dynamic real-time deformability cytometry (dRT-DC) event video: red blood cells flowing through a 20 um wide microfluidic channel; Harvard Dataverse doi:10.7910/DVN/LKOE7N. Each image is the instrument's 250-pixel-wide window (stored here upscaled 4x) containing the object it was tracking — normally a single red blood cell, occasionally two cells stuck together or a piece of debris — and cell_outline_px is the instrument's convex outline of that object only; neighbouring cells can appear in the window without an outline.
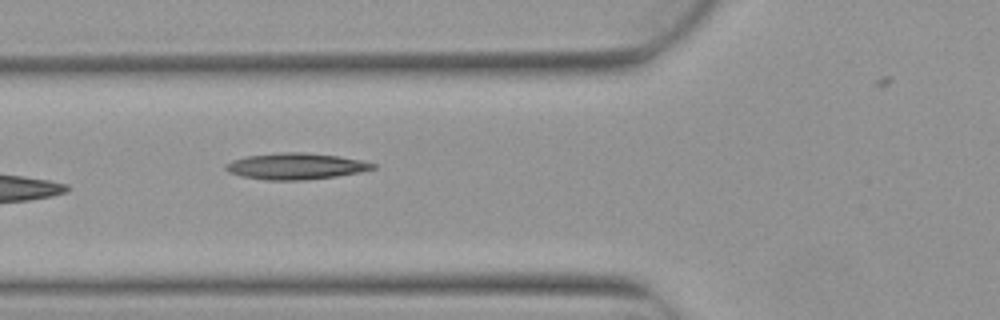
{"species": "Egyptian fruit bat (a non-hibernating species)", "species_latin": "Rousettus aegyptiacus", "temperature_condition": "warm", "stored_images_in_passage": 10, "camera_frame_rate_fps": 3000, "um_per_image_px": 0.085, "animal": {"sex": "female"}, "frame": {"image": 1, "passage_image": 6, "time_ms": 1.667, "image_size_px": [1000, 320], "cell_outline_px": [[376, 168], [360, 172], [336, 176], [304, 180], [264, 180], [240, 176], [228, 172], [224, 168], [224, 164], [232, 160], [248, 156], [280, 152], [304, 152], [340, 156], [360, 160], [376, 164]], "centroid_in_image_um": [25.11, 14.13], "position_along_channel_um": 100.7, "area_um2": 22.66}}
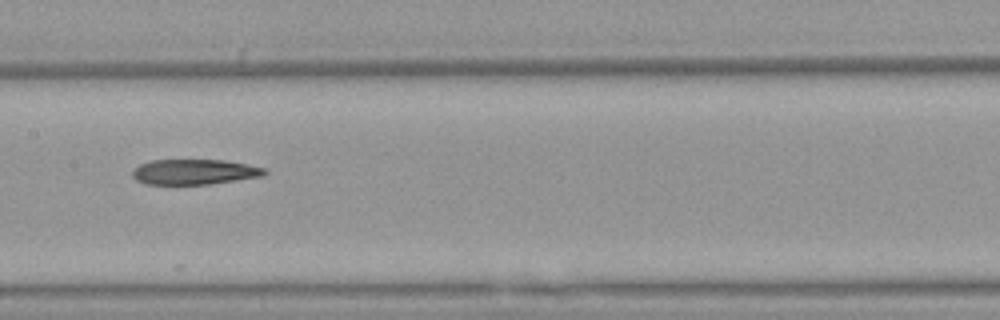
{"frame": {"image": 2, "passage_image": 8, "time_ms": 2.333, "image_size_px": [1000, 320], "cell_outline_px": [[268, 172], [264, 176], [208, 184], [144, 184], [136, 180], [132, 176], [132, 172], [140, 164], [152, 160], [224, 160], [264, 168]], "centroid_in_image_um": [16.51, 14.61], "position_along_channel_um": 190.9, "area_um2": 19.31}}
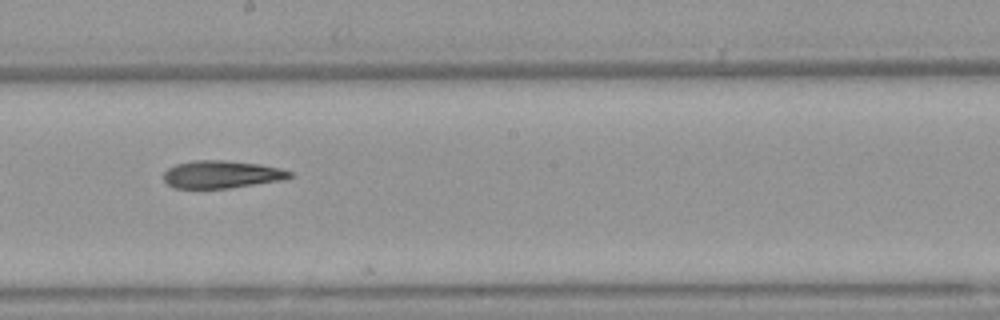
{"frame": {"image": 3, "passage_image": 9, "time_ms": 2.667, "image_size_px": [1000, 320], "cell_outline_px": [[292, 176], [280, 180], [228, 188], [172, 188], [164, 180], [164, 172], [168, 168], [176, 164], [192, 160], [224, 160], [260, 164], [280, 168], [292, 172]], "centroid_in_image_um": [18.8, 14.81], "position_along_channel_um": 229.4, "area_um2": 20.17}}